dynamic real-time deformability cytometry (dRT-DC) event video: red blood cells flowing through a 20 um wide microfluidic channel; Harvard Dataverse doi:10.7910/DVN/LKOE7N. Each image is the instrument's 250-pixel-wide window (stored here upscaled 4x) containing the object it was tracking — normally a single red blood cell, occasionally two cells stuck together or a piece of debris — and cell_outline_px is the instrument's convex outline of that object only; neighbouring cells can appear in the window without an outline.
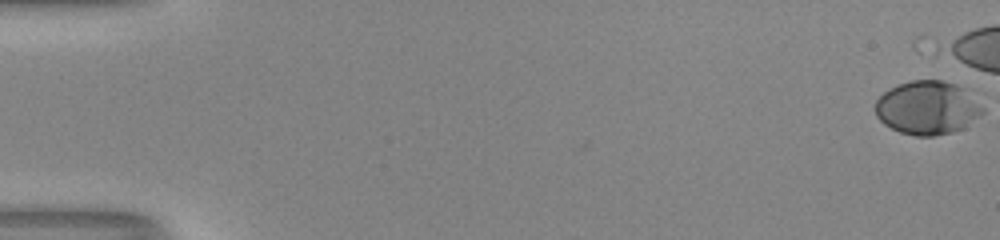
{"species": "human", "species_latin": "Homo sapiens", "temperature_condition": "room temperature", "stored_images_in_passage": 23, "camera_frame_rate_fps": 3000, "um_per_image_px": 0.085, "donor": {"sex": "male"}, "frame": {"image": 1, "passage_image": 1, "time_ms": 0.0, "image_size_px": [1000, 240], "cell_outline_px": [[984, 112], [980, 116], [964, 128], [952, 132], [932, 136], [916, 136], [900, 132], [884, 124], [876, 116], [876, 100], [888, 88], [896, 84], [912, 80], [944, 80], [956, 84], [964, 88], [984, 108]], "centroid_in_image_um": [78.83, 9.15], "position_along_channel_um": 6.2, "area_um2": 33.64}}